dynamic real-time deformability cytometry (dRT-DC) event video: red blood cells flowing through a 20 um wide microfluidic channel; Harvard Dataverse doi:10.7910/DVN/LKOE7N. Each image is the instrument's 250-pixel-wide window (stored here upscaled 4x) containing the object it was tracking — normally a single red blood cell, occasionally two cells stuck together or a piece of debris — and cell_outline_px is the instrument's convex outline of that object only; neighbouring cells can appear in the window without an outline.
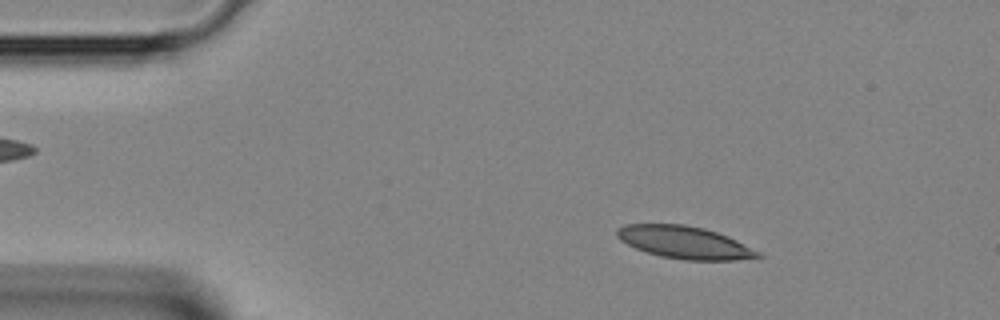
{"species": "Egyptian fruit bat (a non-hibernating species)", "species_latin": "Rousettus aegyptiacus", "temperature_condition": "room temperature", "stored_images_in_passage": 41, "camera_frame_rate_fps": 3000, "um_per_image_px": 0.085, "animal": {"sex": "female"}, "frame": {"image": 1, "passage_image": 6, "time_ms": 1.667, "image_size_px": [1000, 320], "cell_outline_px": [[764, 256], [736, 260], [684, 260], [660, 256], [636, 248], [620, 240], [616, 236], [616, 228], [624, 224], [684, 224], [704, 228], [728, 236], [760, 252]], "centroid_in_image_um": [58.17, 20.6], "position_along_channel_um": 26.8, "area_um2": 26.59}}
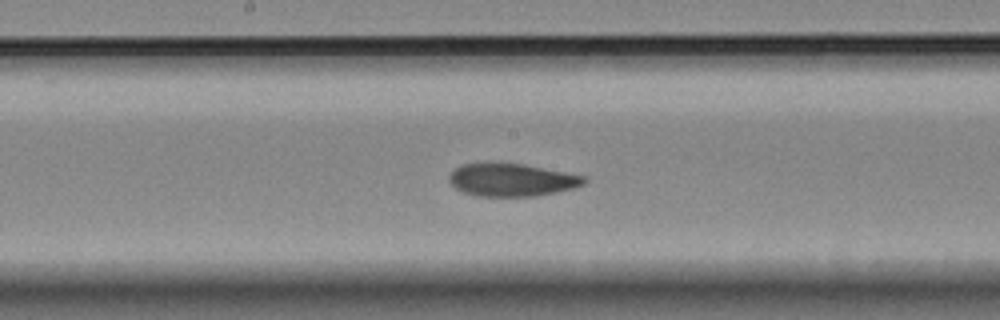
{"frame": {"image": 2, "passage_image": 21, "time_ms": 6.667, "image_size_px": [1000, 320], "cell_outline_px": [[588, 180], [584, 184], [572, 188], [556, 192], [532, 196], [476, 196], [464, 192], [456, 188], [448, 180], [448, 176], [456, 168], [464, 164], [524, 164], [588, 176]], "centroid_in_image_um": [43.55, 15.3], "position_along_channel_um": 204.7, "area_um2": 25.49}}
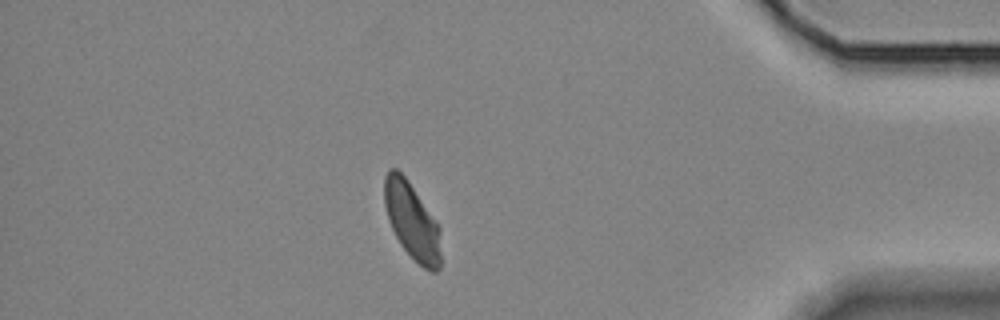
{"frame": {"image": 3, "passage_image": 36, "time_ms": 11.667, "image_size_px": [1000, 320], "cell_outline_px": [[440, 268], [436, 272], [432, 272], [424, 268], [400, 244], [388, 220], [384, 204], [384, 176], [388, 168], [396, 168], [408, 180], [440, 228]], "centroid_in_image_um": [34.99, 18.76], "position_along_channel_um": 400.2, "area_um2": 24.97}}